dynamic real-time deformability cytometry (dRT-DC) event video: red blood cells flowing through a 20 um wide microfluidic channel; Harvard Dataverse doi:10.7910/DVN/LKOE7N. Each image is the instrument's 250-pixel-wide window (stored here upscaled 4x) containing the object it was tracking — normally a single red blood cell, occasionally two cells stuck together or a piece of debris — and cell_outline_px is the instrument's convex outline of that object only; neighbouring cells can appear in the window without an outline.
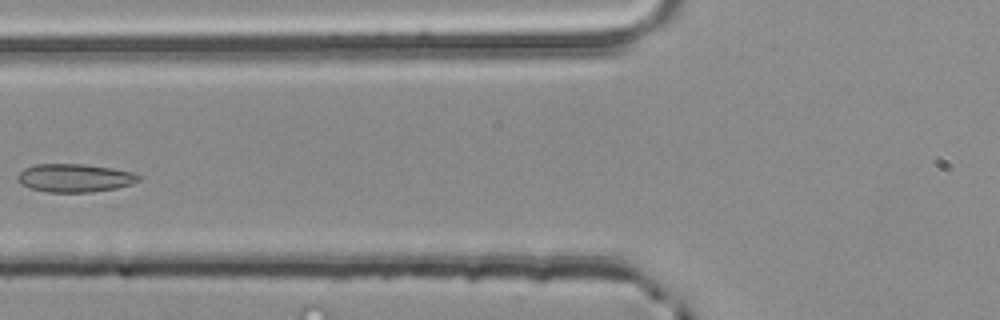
{"species": "common noctule bat (a hibernating species)", "species_latin": "Nyctalus noctula", "temperature_condition": "room temperature", "stored_images_in_passage": 4, "camera_frame_rate_fps": 3000, "um_per_image_px": 0.085, "animal": {"sex": "male", "body_mass_g": 20.4}, "frame": {"image": 1, "passage_image": 4, "time_ms": 1.0, "image_size_px": [1000, 320], "cell_outline_px": [[140, 180], [132, 184], [116, 188], [92, 192], [48, 192], [32, 188], [20, 184], [16, 180], [16, 176], [24, 168], [32, 164], [84, 164], [112, 168], [132, 172], [140, 176]], "centroid_in_image_um": [6.32, 15.12], "position_along_channel_um": 119.5, "area_um2": 20.0}}